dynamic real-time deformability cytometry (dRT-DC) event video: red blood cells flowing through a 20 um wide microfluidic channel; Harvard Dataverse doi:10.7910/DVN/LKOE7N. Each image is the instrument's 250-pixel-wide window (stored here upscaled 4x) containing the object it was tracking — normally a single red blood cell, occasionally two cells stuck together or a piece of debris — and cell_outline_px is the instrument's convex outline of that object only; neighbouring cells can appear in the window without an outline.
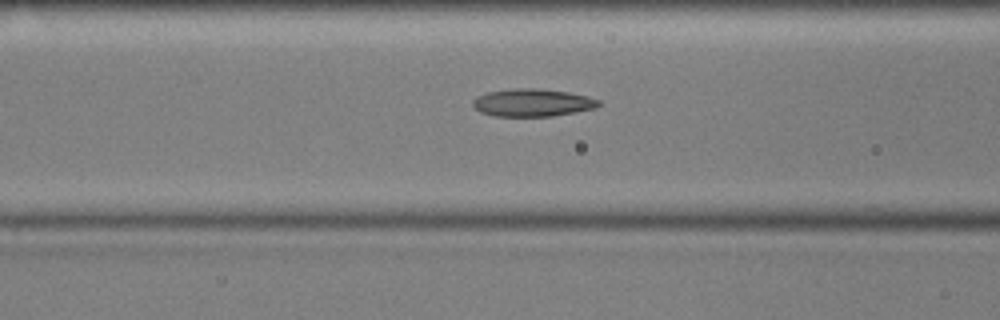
{"species": "common noctule bat (a hibernating species)", "species_latin": "Nyctalus noctula", "temperature_condition": "cold", "stored_images_in_passage": 41, "camera_frame_rate_fps": 3000, "um_per_image_px": 0.085, "animal": {"sex": "male", "body_mass_g": 17.9, "forearm_length_mm": 54.2}, "frame": {"image": 1, "passage_image": 7, "time_ms": 2.0, "image_size_px": [1000, 320], "cell_outline_px": [[600, 104], [596, 108], [552, 116], [492, 116], [480, 112], [472, 104], [472, 100], [476, 96], [488, 92], [512, 88], [540, 88], [568, 92], [588, 96], [600, 100]], "centroid_in_image_um": [45.25, 8.72], "position_along_channel_um": 121.4, "area_um2": 20.4}}
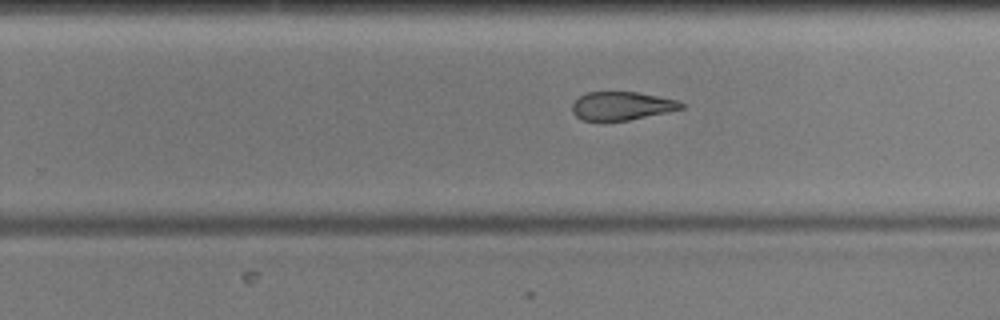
{"frame": {"image": 2, "passage_image": 20, "time_ms": 6.333, "image_size_px": [1000, 320], "cell_outline_px": [[684, 108], [668, 112], [628, 120], [604, 124], [600, 124], [580, 120], [572, 112], [572, 104], [584, 92], [636, 92], [676, 100], [684, 104]], "centroid_in_image_um": [52.76, 9.05], "position_along_channel_um": 277.0, "area_um2": 18.61}}
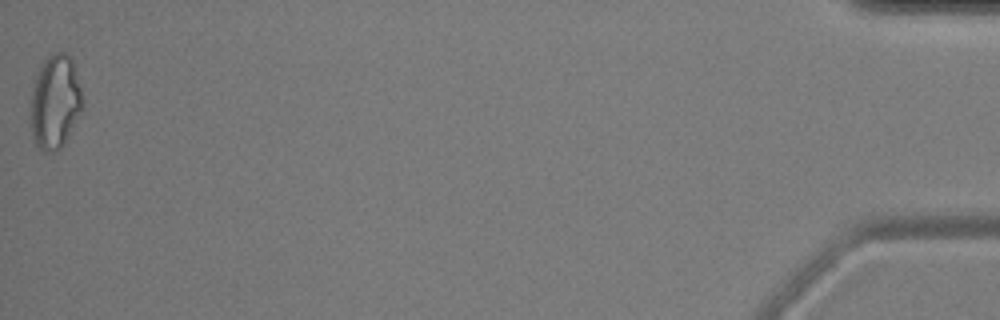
{"frame": {"image": 3, "passage_image": 41, "time_ms": 13.333, "image_size_px": [1000, 320], "cell_outline_px": [[80, 112], [64, 144], [56, 152], [44, 152], [32, 140], [28, 116], [28, 112], [32, 88], [40, 64], [52, 52], [68, 52], [72, 60], [80, 88]], "centroid_in_image_um": [4.6, 8.68], "position_along_channel_um": 430.6, "area_um2": 28.67}, "authors_computed_cell_mechanics": {"area_um2": 20.4034, "velocity_mm_per_s": 3.5936, "shape_relaxation_time_tau1_ms": null, "shape_relaxation_time_tau2_ms": 5.1917, "deformation_change_tau1": null, "deformation_change_tau2": 0.1471}}